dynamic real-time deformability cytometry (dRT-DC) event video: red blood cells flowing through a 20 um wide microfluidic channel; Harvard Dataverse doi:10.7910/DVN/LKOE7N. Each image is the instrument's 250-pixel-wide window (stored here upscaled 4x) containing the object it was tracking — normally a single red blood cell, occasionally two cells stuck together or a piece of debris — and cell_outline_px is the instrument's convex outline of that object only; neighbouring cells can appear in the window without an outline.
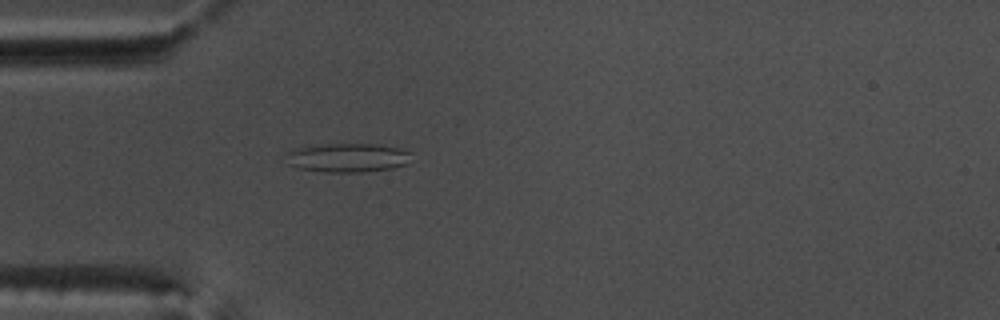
{"species": "common noctule bat (a hibernating species)", "species_latin": "Nyctalus noctula", "temperature_condition": "warm", "stored_images_in_passage": 53, "camera_frame_rate_fps": 3000, "um_per_image_px": 0.085, "animal": {"sex": "male", "body_mass_g": 17.5, "forearm_length_mm": 52.3}, "frame": {"image": 1, "passage_image": 16, "time_ms": 5.0, "image_size_px": [1000, 320], "cell_outline_px": [[408, 152], [404, 164], [392, 168], [364, 172], [324, 172], [300, 168], [288, 164], [288, 152], [292, 148], [324, 144], [380, 144], [400, 148]], "centroid_in_image_um": [29.48, 13.4], "position_along_channel_um": 55.5, "area_um2": 20.81}}
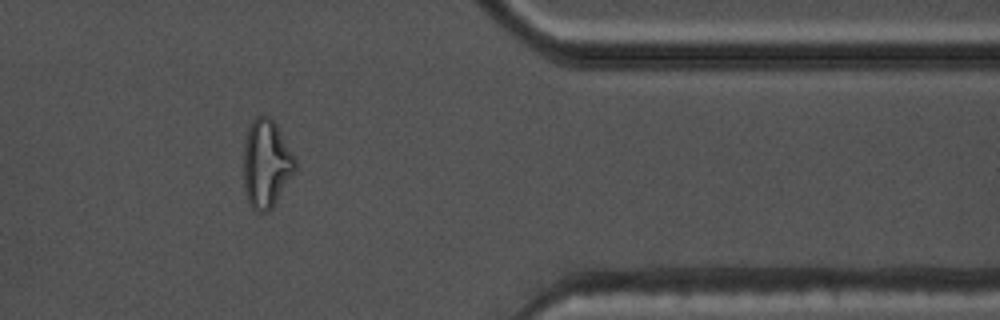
{"frame": {"image": 2, "passage_image": 44, "time_ms": 14.333, "image_size_px": [1000, 320], "cell_outline_px": [[296, 168], [272, 208], [268, 212], [256, 212], [252, 208], [248, 200], [244, 188], [244, 144], [248, 128], [252, 120], [256, 116], [268, 116], [276, 124], [296, 160]], "centroid_in_image_um": [22.61, 13.92], "position_along_channel_um": 388.8, "area_um2": 26.18}}
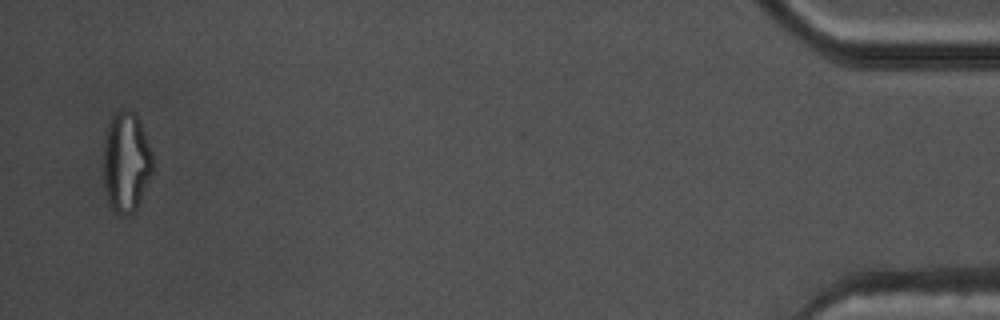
{"frame": {"image": 3, "passage_image": 52, "time_ms": 17.0, "image_size_px": [1000, 320], "cell_outline_px": [[152, 172], [140, 200], [136, 208], [128, 216], [120, 216], [108, 204], [104, 188], [104, 140], [108, 124], [112, 116], [120, 108], [132, 108], [136, 112], [140, 120], [152, 152]], "centroid_in_image_um": [10.71, 13.73], "position_along_channel_um": 424.5, "area_um2": 29.19}, "authors_computed_cell_mechanics": {"area_um2": 22.0796, "velocity_mm_per_s": 3.8403, "shape_relaxation_time_tau1_ms": null, "shape_relaxation_time_tau2_ms": 1.6671, "deformation_change_tau1": null, "deformation_change_tau2": 0.1041}}